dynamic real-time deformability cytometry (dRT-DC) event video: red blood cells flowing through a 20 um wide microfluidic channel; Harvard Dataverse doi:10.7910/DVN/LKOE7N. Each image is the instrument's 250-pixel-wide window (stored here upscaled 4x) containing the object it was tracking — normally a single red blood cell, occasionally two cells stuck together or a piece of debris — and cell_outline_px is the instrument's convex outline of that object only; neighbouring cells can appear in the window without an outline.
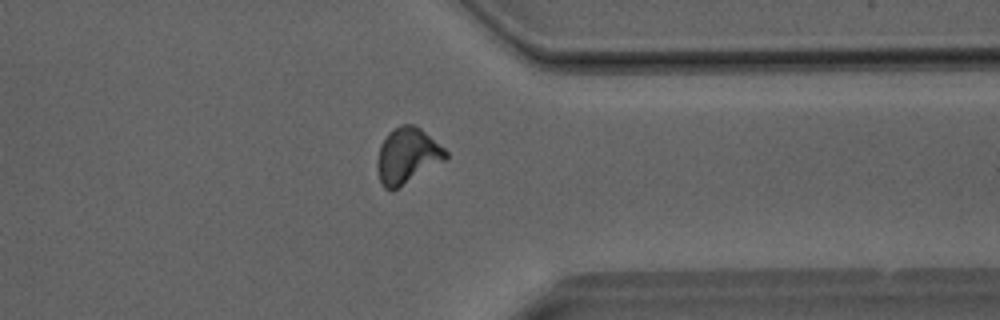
{"species": "Egyptian fruit bat (a non-hibernating species)", "species_latin": "Rousettus aegyptiacus", "temperature_condition": "room temperature", "stored_images_in_passage": 35, "camera_frame_rate_fps": 3000, "um_per_image_px": 0.085, "animal": {"sex": "male"}, "frame": {"image": 1, "passage_image": 29, "time_ms": 9.333, "image_size_px": [1000, 320], "cell_outline_px": [[448, 156], [444, 160], [392, 192], [384, 188], [380, 180], [376, 168], [376, 160], [380, 144], [388, 132], [392, 128], [400, 124], [412, 124], [420, 128], [444, 148], [448, 152]], "centroid_in_image_um": [34.57, 13.23], "position_along_channel_um": 376.8, "area_um2": 22.31}}
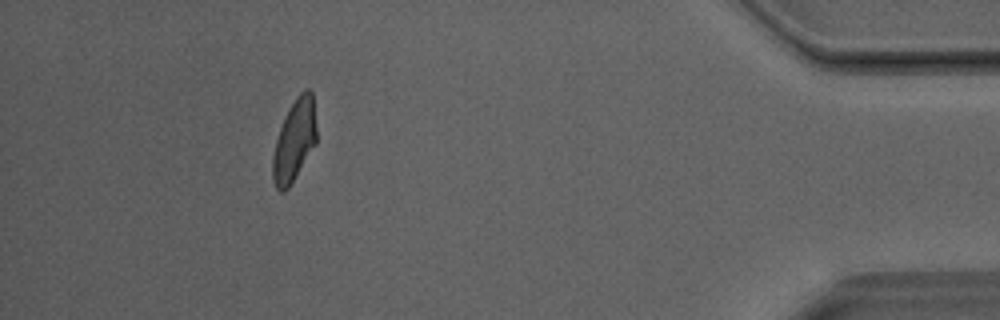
{"frame": {"image": 2, "passage_image": 34, "time_ms": 11.0, "image_size_px": [1000, 320], "cell_outline_px": [[316, 144], [288, 188], [284, 192], [280, 192], [276, 188], [272, 180], [272, 156], [276, 140], [280, 128], [288, 108], [296, 96], [304, 88], [308, 88], [312, 92], [316, 124]], "centroid_in_image_um": [25.01, 11.93], "position_along_channel_um": 410.2, "area_um2": 20.98}}